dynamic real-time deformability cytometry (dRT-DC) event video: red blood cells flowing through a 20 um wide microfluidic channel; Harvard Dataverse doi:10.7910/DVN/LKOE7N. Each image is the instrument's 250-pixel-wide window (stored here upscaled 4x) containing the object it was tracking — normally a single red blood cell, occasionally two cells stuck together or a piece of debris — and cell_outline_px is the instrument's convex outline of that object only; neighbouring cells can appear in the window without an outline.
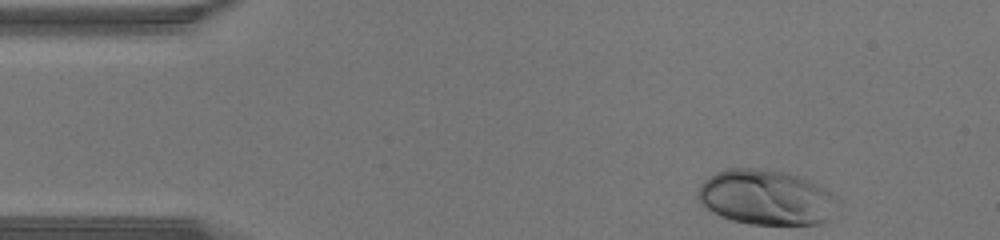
{"species": "human", "species_latin": "Homo sapiens", "temperature_condition": "warm", "stored_images_in_passage": 32, "camera_frame_rate_fps": 3000, "um_per_image_px": 0.085, "donor": {"sex": "male"}, "frame": {"image": 1, "passage_image": 1, "time_ms": 0.0, "image_size_px": [1000, 240], "cell_outline_px": [[836, 200], [828, 220], [820, 224], [752, 224], [732, 220], [708, 208], [696, 196], [696, 192], [700, 184], [704, 180], [716, 172], [728, 168], [756, 168], [788, 172], [812, 180], [832, 192], [836, 196]], "centroid_in_image_um": [65.13, 16.75], "position_along_channel_um": 19.9, "area_um2": 44.74}}
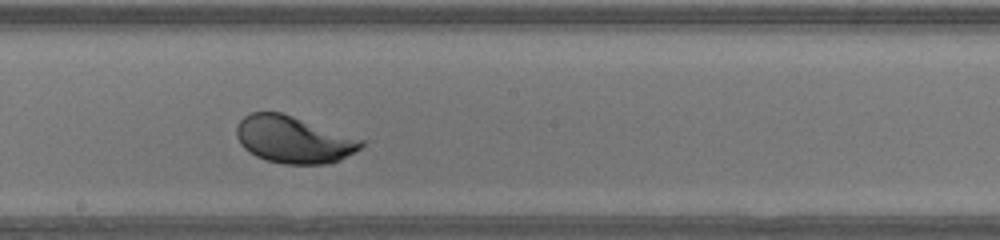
{"frame": {"image": 2, "passage_image": 20, "time_ms": 6.333, "image_size_px": [1000, 240], "cell_outline_px": [[368, 140], [360, 148], [340, 160], [328, 164], [284, 164], [268, 160], [256, 156], [244, 148], [240, 144], [236, 136], [236, 128], [240, 120], [244, 116], [252, 112], [280, 112]], "centroid_in_image_um": [24.98, 11.86], "position_along_channel_um": 223.2, "area_um2": 34.28}}
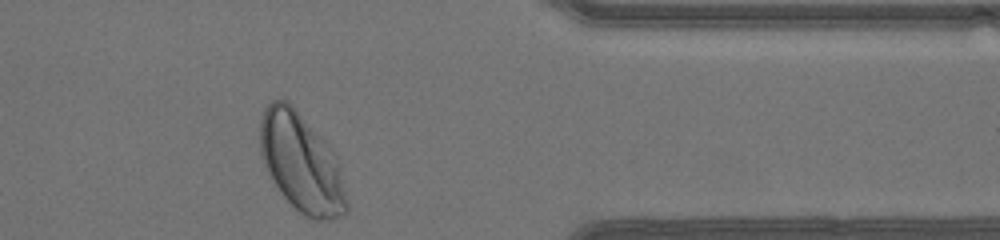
{"frame": {"image": 3, "passage_image": 32, "time_ms": 10.333, "image_size_px": [1000, 240], "cell_outline_px": [[348, 212], [344, 216], [332, 220], [312, 220], [300, 212], [280, 192], [272, 180], [260, 156], [260, 120], [264, 108], [272, 100], [288, 100], [292, 104], [332, 152], [340, 172], [348, 204]], "centroid_in_image_um": [25.58, 13.87], "position_along_channel_um": 385.8, "area_um2": 49.07}}